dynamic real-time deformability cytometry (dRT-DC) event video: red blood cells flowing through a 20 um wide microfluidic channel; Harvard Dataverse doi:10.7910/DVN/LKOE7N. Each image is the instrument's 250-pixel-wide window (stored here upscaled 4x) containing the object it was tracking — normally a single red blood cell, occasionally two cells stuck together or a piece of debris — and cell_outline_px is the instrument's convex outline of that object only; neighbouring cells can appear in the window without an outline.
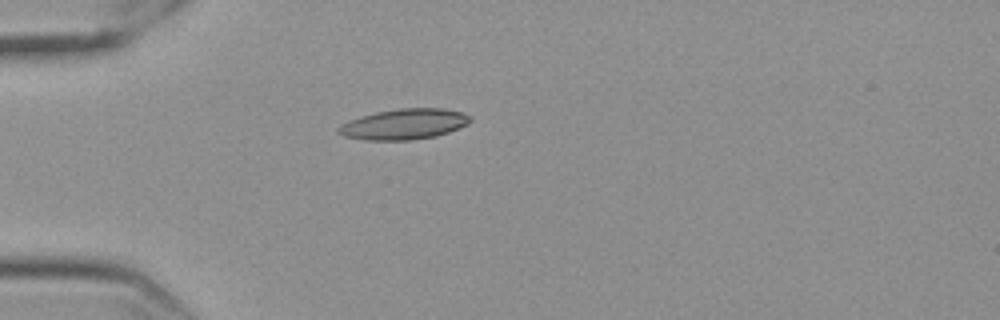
{"species": "Egyptian fruit bat (a non-hibernating species)", "species_latin": "Rousettus aegyptiacus", "temperature_condition": "cold", "stored_images_in_passage": 35, "camera_frame_rate_fps": 3000, "um_per_image_px": 0.085, "frame": {"image": 1, "passage_image": 1, "time_ms": 0.0, "image_size_px": [1000, 320], "cell_outline_px": [[472, 120], [468, 124], [460, 128], [436, 136], [412, 140], [364, 140], [344, 136], [336, 132], [336, 128], [340, 124], [360, 116], [376, 112], [400, 108], [444, 108], [464, 112], [472, 116]], "centroid_in_image_um": [34.37, 10.55], "position_along_channel_um": 50.6, "area_um2": 23.81}}
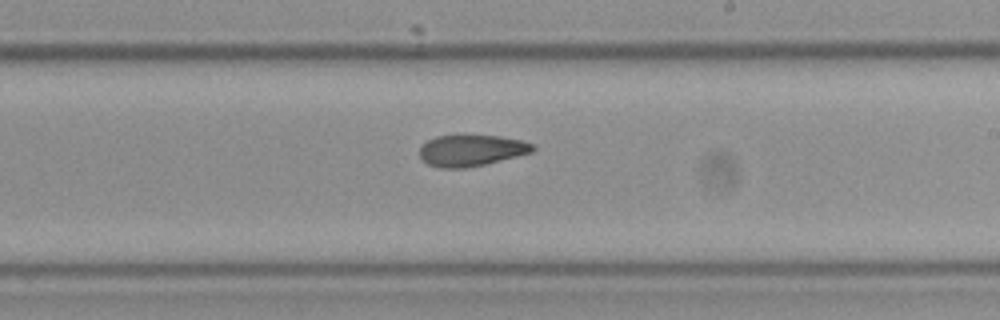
{"frame": {"image": 2, "passage_image": 19, "time_ms": 6.0, "image_size_px": [1000, 320], "cell_outline_px": [[536, 148], [532, 152], [484, 164], [464, 168], [440, 168], [428, 164], [420, 160], [420, 144], [436, 136], [500, 136], [520, 140], [532, 144]], "centroid_in_image_um": [40.01, 12.79], "position_along_channel_um": 249.0, "area_um2": 20.46}}
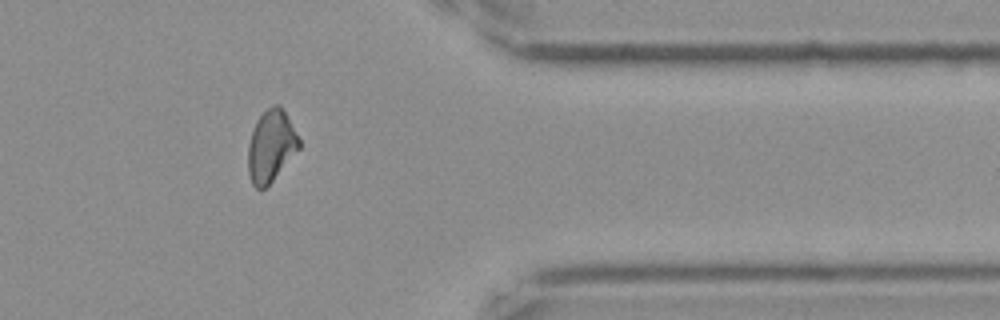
{"frame": {"image": 3, "passage_image": 32, "time_ms": 10.333, "image_size_px": [1000, 320], "cell_outline_px": [[300, 148], [272, 180], [264, 188], [256, 188], [252, 184], [248, 172], [248, 144], [256, 120], [272, 104], [280, 104], [300, 140]], "centroid_in_image_um": [23.02, 12.4], "position_along_channel_um": 388.4, "area_um2": 20.98}, "authors_computed_cell_mechanics": {"area_um2": 21.675, "velocity_mm_per_s": 3.5485, "shape_relaxation_time_tau1_ms": 11.3465, "shape_relaxation_time_tau2_ms": 3.8881, "deformation_change_tau1": 0.2199, "deformation_change_tau2": 0.104}}